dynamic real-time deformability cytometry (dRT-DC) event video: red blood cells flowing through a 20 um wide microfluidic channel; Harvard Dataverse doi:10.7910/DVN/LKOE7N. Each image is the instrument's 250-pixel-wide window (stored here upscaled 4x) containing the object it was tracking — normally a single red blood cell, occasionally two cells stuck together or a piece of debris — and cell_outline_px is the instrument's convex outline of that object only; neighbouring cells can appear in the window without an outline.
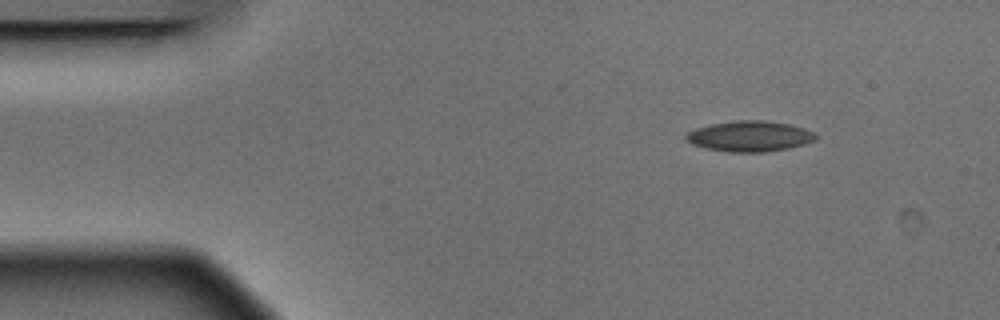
{"species": "Egyptian fruit bat (a non-hibernating species)", "species_latin": "Rousettus aegyptiacus", "temperature_condition": "warm", "stored_images_in_passage": 4, "camera_frame_rate_fps": 3000, "um_per_image_px": 0.085, "animal": {"sex": "male"}, "frame": {"image": 1, "passage_image": 1, "time_ms": 0.0, "image_size_px": [1000, 320], "cell_outline_px": [[816, 140], [804, 144], [788, 148], [764, 152], [728, 152], [704, 148], [692, 144], [684, 140], [684, 136], [688, 132], [696, 128], [712, 124], [736, 120], [764, 120], [788, 124], [804, 128], [816, 132]], "centroid_in_image_um": [63.71, 11.58], "position_along_channel_um": 21.3, "area_um2": 23.24}}
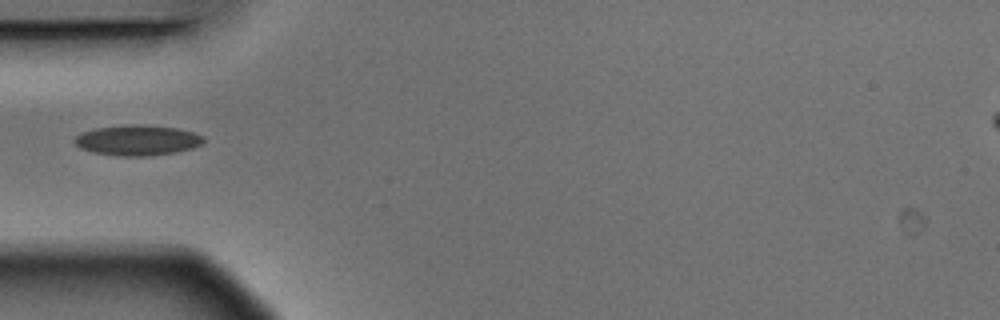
{"frame": {"image": 2, "passage_image": 4, "time_ms": 1.0, "image_size_px": [1000, 320], "cell_outline_px": [[204, 140], [200, 144], [192, 148], [176, 152], [148, 156], [120, 156], [92, 152], [80, 148], [72, 140], [80, 132], [96, 128], [176, 128], [192, 132], [204, 136]], "centroid_in_image_um": [11.65, 11.99], "position_along_channel_um": 73.3, "area_um2": 21.56}}